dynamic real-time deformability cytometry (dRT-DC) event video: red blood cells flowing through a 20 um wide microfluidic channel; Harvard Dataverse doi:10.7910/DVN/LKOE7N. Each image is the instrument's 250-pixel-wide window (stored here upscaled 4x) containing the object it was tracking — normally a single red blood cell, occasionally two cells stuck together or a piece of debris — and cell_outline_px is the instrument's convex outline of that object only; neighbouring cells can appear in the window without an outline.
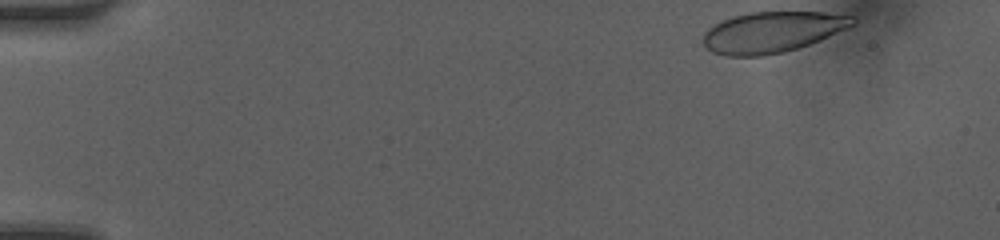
{"species": "human", "species_latin": "Homo sapiens", "temperature_condition": "room temperature", "stored_images_in_passage": 39, "camera_frame_rate_fps": 3000, "um_per_image_px": 0.085, "donor": {"sex": "female"}, "frame": {"image": 1, "passage_image": 1, "time_ms": 0.0, "image_size_px": [1000, 240], "cell_outline_px": [[856, 24], [848, 28], [820, 40], [784, 52], [764, 56], [724, 56], [712, 52], [704, 44], [704, 32], [708, 28], [720, 20], [732, 16], [748, 12], [824, 12], [856, 16]], "centroid_in_image_um": [65.65, 2.72], "position_along_channel_um": 19.4, "area_um2": 35.84}}
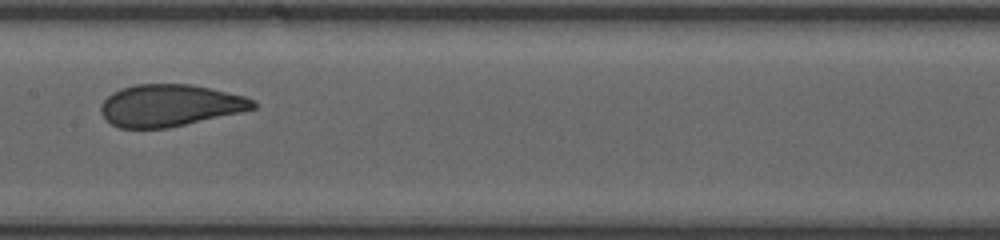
{"frame": {"image": 2, "passage_image": 22, "time_ms": 7.0, "image_size_px": [1000, 240], "cell_outline_px": [[256, 108], [240, 112], [168, 128], [120, 128], [112, 124], [100, 112], [100, 104], [112, 92], [120, 88], [136, 84], [192, 84], [244, 96], [256, 100]], "centroid_in_image_um": [14.42, 8.95], "position_along_channel_um": 193.0, "area_um2": 37.11}}
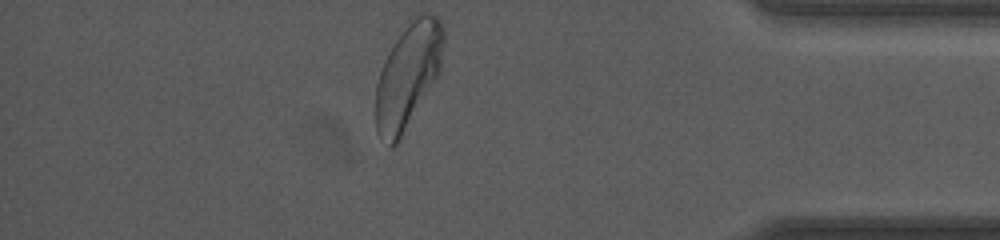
{"frame": {"image": 3, "passage_image": 39, "time_ms": 12.667, "image_size_px": [1000, 240], "cell_outline_px": [[444, 40], [440, 76], [400, 140], [392, 148], [376, 132], [376, 84], [380, 72], [388, 52], [412, 16], [416, 12], [428, 12], [436, 16], [440, 20], [444, 28]], "centroid_in_image_um": [34.72, 6.41], "position_along_channel_um": 400.5, "area_um2": 42.19}, "authors_computed_cell_mechanics": {"area_um2": 37.7434, "velocity_mm_per_s": 4.193, "shape_relaxation_time_tau1_ms": 5.046, "shape_relaxation_time_tau2_ms": null, "deformation_change_tau1": 0.1619, "deformation_change_tau2": null}}